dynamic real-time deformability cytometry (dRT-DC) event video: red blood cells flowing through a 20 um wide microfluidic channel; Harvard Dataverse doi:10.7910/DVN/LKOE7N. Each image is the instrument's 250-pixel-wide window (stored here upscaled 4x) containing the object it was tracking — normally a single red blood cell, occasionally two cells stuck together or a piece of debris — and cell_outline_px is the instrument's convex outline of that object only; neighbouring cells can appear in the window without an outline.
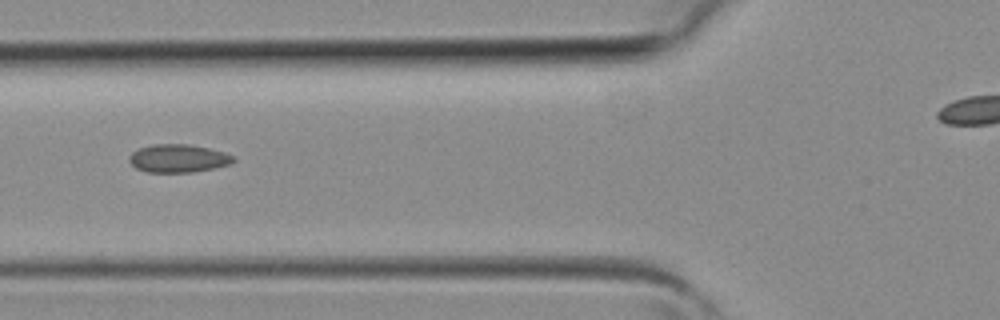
{"species": "common noctule bat (a hibernating species)", "species_latin": "Nyctalus noctula", "temperature_condition": "room temperature", "stored_images_in_passage": 6, "camera_frame_rate_fps": 3000, "um_per_image_px": 0.085, "animal": {"sex": "female", "body_mass_g": 19.3, "forearm_length_mm": 54.1}, "frame": {"image": 1, "passage_image": 5, "time_ms": 1.333, "image_size_px": [1000, 320], "cell_outline_px": [[236, 160], [232, 164], [192, 172], [148, 172], [136, 168], [128, 160], [128, 156], [132, 152], [140, 148], [152, 144], [188, 144], [208, 148], [224, 152], [236, 156]], "centroid_in_image_um": [15.17, 13.46], "position_along_channel_um": 110.6, "area_um2": 17.11}}